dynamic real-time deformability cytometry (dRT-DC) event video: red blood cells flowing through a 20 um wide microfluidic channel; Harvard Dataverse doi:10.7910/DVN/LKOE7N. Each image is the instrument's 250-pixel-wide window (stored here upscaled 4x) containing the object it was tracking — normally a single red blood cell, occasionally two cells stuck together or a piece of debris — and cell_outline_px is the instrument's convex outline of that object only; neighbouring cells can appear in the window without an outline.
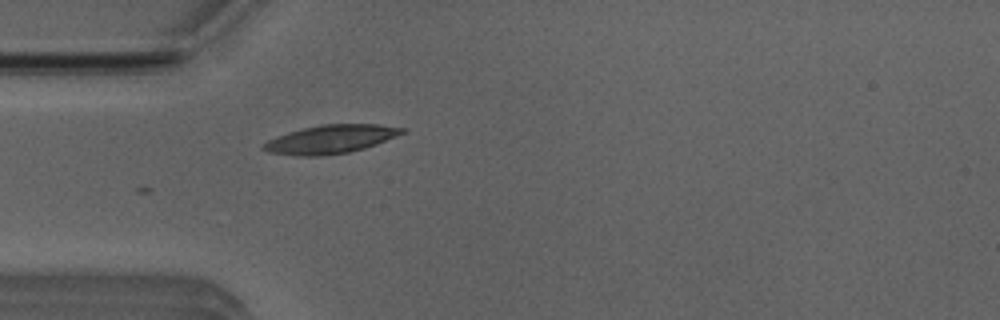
{"species": "Egyptian fruit bat (a non-hibernating species)", "species_latin": "Rousettus aegyptiacus", "temperature_condition": "room temperature", "stored_images_in_passage": 11, "camera_frame_rate_fps": 3000, "um_per_image_px": 0.085, "animal": {"sex": "male"}, "frame": {"image": 1, "passage_image": 1, "time_ms": 0.0, "image_size_px": [1000, 320], "cell_outline_px": [[404, 132], [376, 144], [364, 148], [348, 152], [320, 156], [300, 156], [268, 152], [260, 148], [268, 140], [276, 136], [288, 132], [304, 128], [324, 124], [380, 124], [404, 128]], "centroid_in_image_um": [28.07, 11.83], "position_along_channel_um": 56.9, "area_um2": 22.72}}
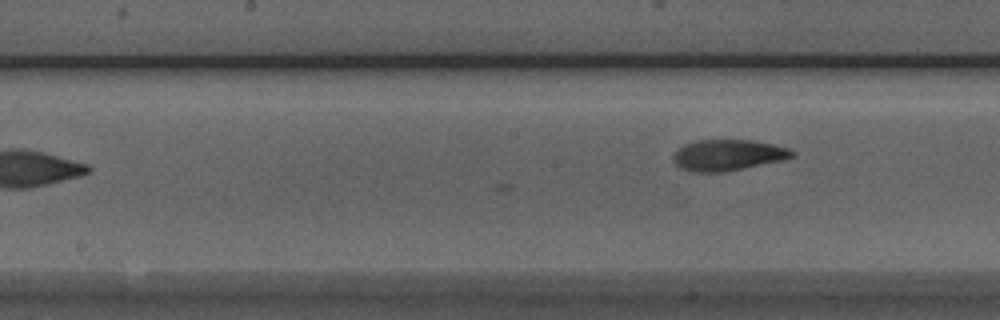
{"frame": {"image": 2, "passage_image": 11, "time_ms": 3.333, "image_size_px": [1000, 320], "cell_outline_px": [[796, 156], [780, 160], [724, 172], [688, 172], [680, 168], [672, 160], [672, 156], [684, 144], [696, 140], [752, 140], [772, 144], [788, 148], [796, 152]], "centroid_in_image_um": [61.84, 13.18], "position_along_channel_um": 186.4, "area_um2": 21.44}}